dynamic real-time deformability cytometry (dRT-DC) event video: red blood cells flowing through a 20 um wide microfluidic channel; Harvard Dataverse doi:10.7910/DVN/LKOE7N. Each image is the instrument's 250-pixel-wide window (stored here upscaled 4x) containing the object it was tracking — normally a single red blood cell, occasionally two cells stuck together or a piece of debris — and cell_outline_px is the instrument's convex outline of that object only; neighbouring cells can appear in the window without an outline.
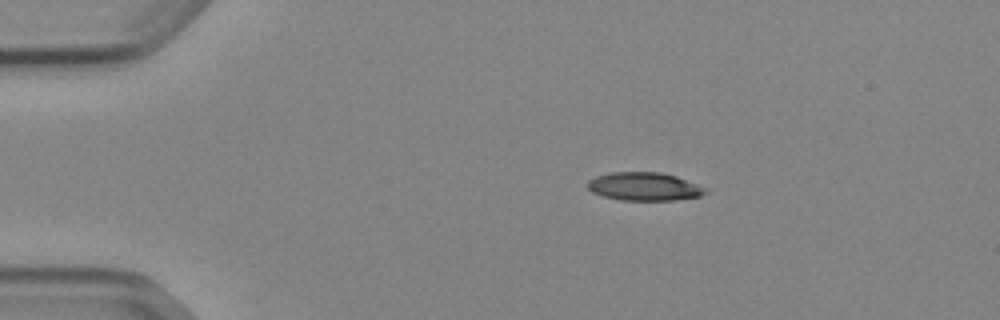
{"species": "Egyptian fruit bat (a non-hibernating species)", "species_latin": "Rousettus aegyptiacus", "temperature_condition": "cold", "stored_images_in_passage": 43, "camera_frame_rate_fps": 3000, "um_per_image_px": 0.085, "animal": {"sex": "female"}, "frame": {"image": 1, "passage_image": 1, "time_ms": 0.0, "image_size_px": [1000, 320], "cell_outline_px": [[708, 192], [700, 196], [676, 200], [620, 200], [604, 196], [592, 192], [588, 188], [588, 180], [596, 176], [612, 172], [660, 172], [676, 176], [708, 188]], "centroid_in_image_um": [54.79, 15.85], "position_along_channel_um": 30.2, "area_um2": 19.42}}
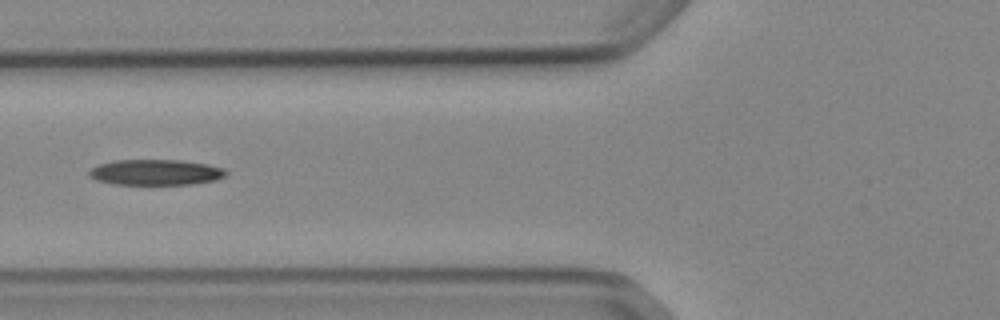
{"frame": {"image": 2, "passage_image": 12, "time_ms": 3.667, "image_size_px": [1000, 320], "cell_outline_px": [[228, 172], [224, 176], [216, 180], [192, 184], [112, 184], [96, 180], [88, 176], [88, 172], [92, 168], [100, 164], [116, 160], [180, 160], [208, 164], [224, 168]], "centroid_in_image_um": [13.24, 14.64], "position_along_channel_um": 112.6, "area_um2": 20.46}}
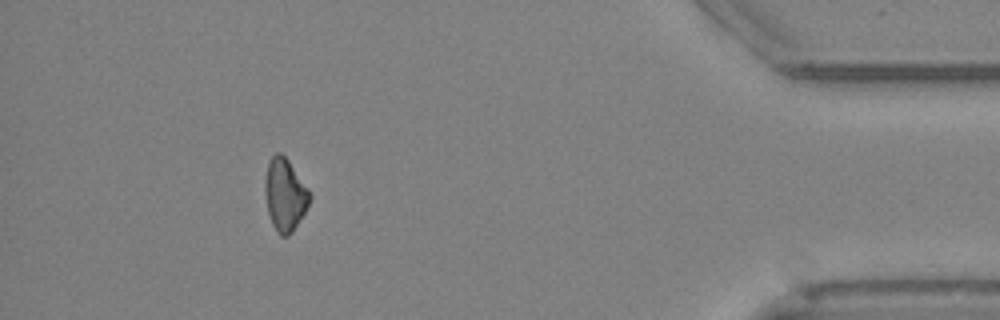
{"frame": {"image": 3, "passage_image": 39, "time_ms": 12.667, "image_size_px": [1000, 320], "cell_outline_px": [[312, 196], [304, 212], [292, 232], [288, 236], [280, 236], [276, 232], [272, 224], [268, 212], [264, 192], [264, 180], [268, 164], [272, 156], [276, 152], [280, 152], [288, 160], [308, 188]], "centroid_in_image_um": [24.2, 16.56], "position_along_channel_um": 411.0, "area_um2": 18.79}, "authors_computed_cell_mechanics": {"area_um2": 20.23, "velocity_mm_per_s": 3.8897, "shape_relaxation_time_tau1_ms": 9.5528, "shape_relaxation_time_tau2_ms": null, "deformation_change_tau1": 0.1738, "deformation_change_tau2": null}}